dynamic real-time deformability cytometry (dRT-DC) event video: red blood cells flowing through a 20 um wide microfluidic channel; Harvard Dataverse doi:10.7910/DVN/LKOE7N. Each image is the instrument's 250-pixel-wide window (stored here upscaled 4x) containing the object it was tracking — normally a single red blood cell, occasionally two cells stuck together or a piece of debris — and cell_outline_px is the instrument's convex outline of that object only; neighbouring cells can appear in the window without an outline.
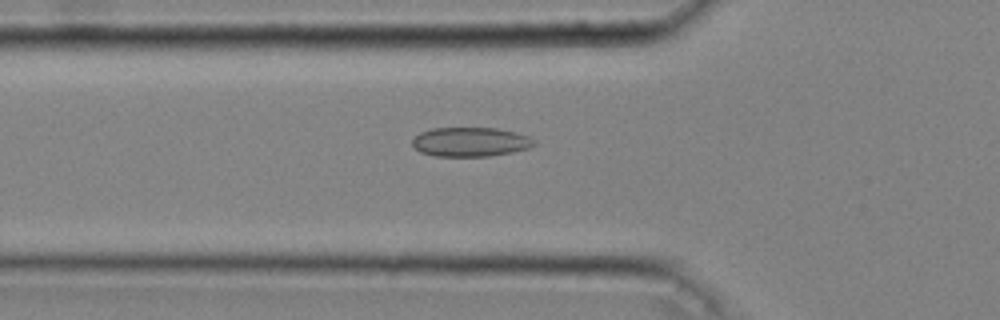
{"species": "common noctule bat (a hibernating species)", "species_latin": "Nyctalus noctula", "temperature_condition": "cold", "stored_images_in_passage": 4, "camera_frame_rate_fps": 3000, "um_per_image_px": 0.085, "animal": {"sex": "male", "body_mass_g": 20.4}, "frame": {"image": 1, "passage_image": 2, "time_ms": 0.333, "image_size_px": [1000, 320], "cell_outline_px": [[536, 144], [528, 148], [512, 152], [488, 156], [436, 156], [420, 152], [412, 144], [412, 140], [420, 132], [432, 128], [496, 128], [516, 132], [528, 136], [536, 140]], "centroid_in_image_um": [40.0, 12.06], "position_along_channel_um": 85.8, "area_um2": 20.75}}